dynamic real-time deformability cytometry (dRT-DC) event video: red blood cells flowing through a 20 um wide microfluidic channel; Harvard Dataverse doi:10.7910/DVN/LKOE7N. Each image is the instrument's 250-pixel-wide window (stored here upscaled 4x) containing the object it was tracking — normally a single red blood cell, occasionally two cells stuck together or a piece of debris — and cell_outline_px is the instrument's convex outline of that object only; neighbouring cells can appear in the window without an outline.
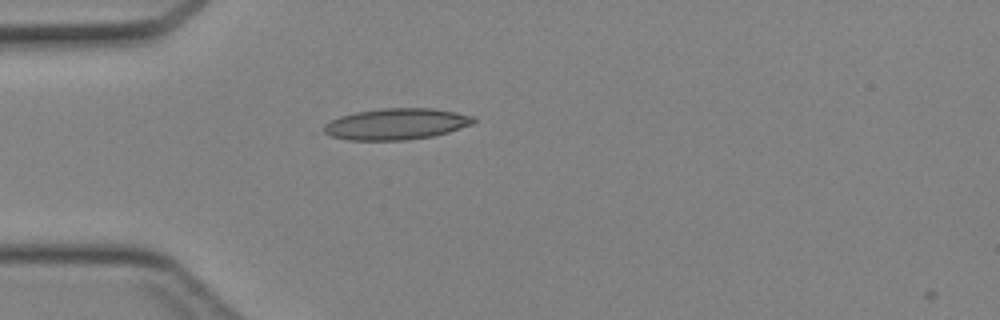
{"species": "Egyptian fruit bat (a non-hibernating species)", "species_latin": "Rousettus aegyptiacus", "temperature_condition": "cold", "stored_images_in_passage": 2, "camera_frame_rate_fps": 3000, "um_per_image_px": 0.085, "animal": {"sex": "female"}, "frame": {"image": 1, "passage_image": 1, "time_ms": 0.0, "image_size_px": [1000, 320], "cell_outline_px": [[476, 120], [472, 124], [448, 132], [432, 136], [404, 140], [348, 140], [332, 136], [324, 132], [324, 124], [340, 116], [356, 112], [380, 108], [432, 108], [456, 112], [476, 116]], "centroid_in_image_um": [33.71, 10.53], "position_along_channel_um": 51.3, "area_um2": 27.22}}